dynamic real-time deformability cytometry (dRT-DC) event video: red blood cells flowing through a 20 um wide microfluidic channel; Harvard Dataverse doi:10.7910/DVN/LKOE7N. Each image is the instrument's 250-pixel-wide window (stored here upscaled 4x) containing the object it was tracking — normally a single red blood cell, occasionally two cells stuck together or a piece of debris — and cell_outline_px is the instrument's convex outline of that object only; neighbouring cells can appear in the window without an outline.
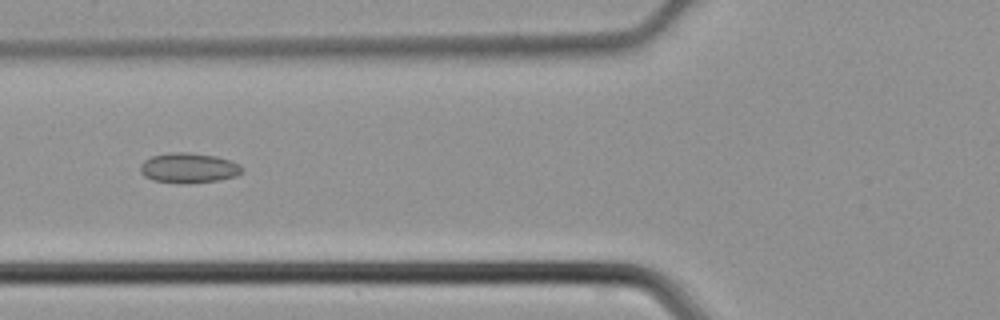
{"species": "common noctule bat (a hibernating species)", "species_latin": "Nyctalus noctula", "temperature_condition": "cold", "stored_images_in_passage": 44, "camera_frame_rate_fps": 3000, "um_per_image_px": 0.085, "animal": {"sex": "male", "body_mass_g": 21.5, "forearm_length_mm": 52.0}, "frame": {"image": 1, "passage_image": 17, "time_ms": 5.333, "image_size_px": [1000, 320], "cell_outline_px": [[244, 168], [236, 176], [216, 180], [188, 184], [152, 180], [144, 176], [140, 172], [140, 164], [144, 160], [152, 156], [168, 152], [188, 152], [216, 156], [240, 164]], "centroid_in_image_um": [16.0, 14.27], "position_along_channel_um": 109.8, "area_um2": 17.86}}
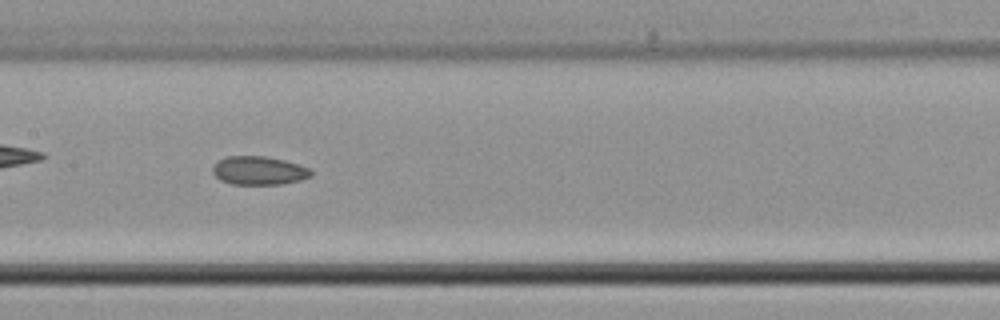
{"frame": {"image": 2, "passage_image": 22, "time_ms": 7.0, "image_size_px": [1000, 320], "cell_outline_px": [[312, 176], [300, 180], [280, 184], [232, 184], [220, 180], [212, 172], [212, 168], [220, 160], [228, 156], [264, 156], [284, 160], [300, 164], [308, 168], [312, 172]], "centroid_in_image_um": [22.02, 14.5], "position_along_channel_um": 185.4, "area_um2": 16.24}}
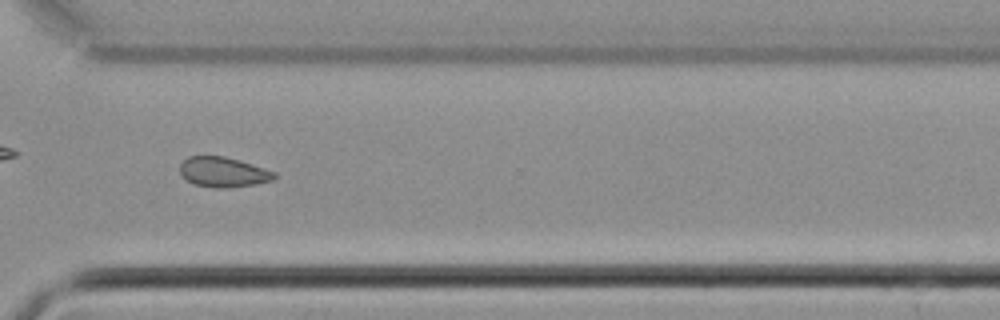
{"frame": {"image": 3, "passage_image": 33, "time_ms": 10.667, "image_size_px": [1000, 320], "cell_outline_px": [[276, 176], [272, 180], [256, 184], [228, 188], [216, 188], [196, 184], [188, 180], [180, 172], [180, 164], [188, 156], [224, 156], [264, 168], [276, 172]], "centroid_in_image_um": [18.98, 14.63], "position_along_channel_um": 351.6, "area_um2": 16.3}}